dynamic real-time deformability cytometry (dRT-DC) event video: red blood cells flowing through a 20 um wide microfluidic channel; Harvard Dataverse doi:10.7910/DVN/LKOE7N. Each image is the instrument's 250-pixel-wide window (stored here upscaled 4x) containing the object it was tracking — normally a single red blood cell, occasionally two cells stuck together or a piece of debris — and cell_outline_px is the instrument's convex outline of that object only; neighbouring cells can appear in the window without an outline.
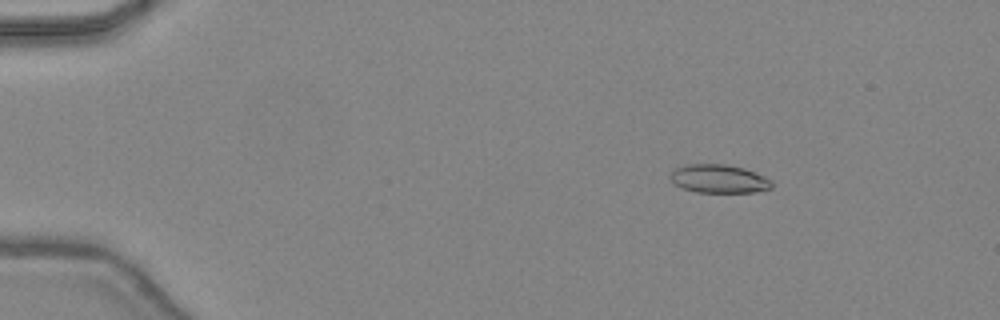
{"species": "common noctule bat (a hibernating species)", "species_latin": "Nyctalus noctula", "temperature_condition": "warm", "stored_images_in_passage": 47, "camera_frame_rate_fps": 3000, "um_per_image_px": 0.085, "animal": {"sex": "female", "body_mass_g": 24.6, "forearm_length_mm": 56.2}, "frame": {"image": 1, "passage_image": 8, "time_ms": 2.333, "image_size_px": [1000, 320], "cell_outline_px": [[772, 188], [756, 192], [696, 192], [684, 188], [676, 184], [668, 176], [676, 168], [688, 164], [724, 164], [744, 168], [756, 172], [772, 180]], "centroid_in_image_um": [61.14, 15.19], "position_along_channel_um": 23.9, "area_um2": 16.76}}
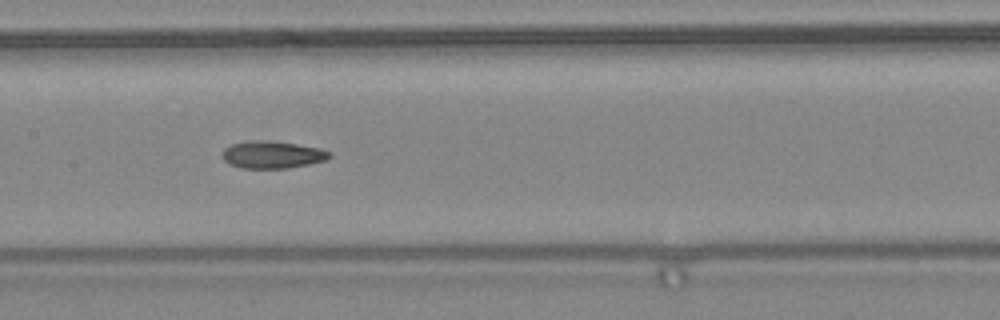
{"frame": {"image": 2, "passage_image": 25, "time_ms": 8.0, "image_size_px": [1000, 320], "cell_outline_px": [[332, 156], [328, 160], [288, 168], [240, 168], [228, 164], [220, 156], [220, 152], [224, 148], [232, 144], [256, 140], [264, 140], [296, 144], [320, 148], [332, 152]], "centroid_in_image_um": [23.13, 13.16], "position_along_channel_um": 184.3, "area_um2": 17.22}}
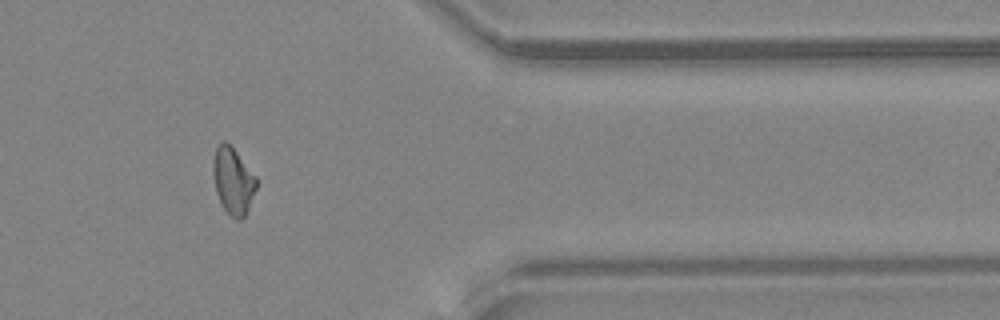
{"frame": {"image": 3, "passage_image": 40, "time_ms": 13.0, "image_size_px": [1000, 320], "cell_outline_px": [[256, 188], [248, 208], [244, 216], [240, 220], [236, 220], [224, 208], [216, 192], [212, 172], [212, 164], [216, 148], [224, 140], [236, 152], [256, 176]], "centroid_in_image_um": [19.8, 15.37], "position_along_channel_um": 391.6, "area_um2": 16.42}, "authors_computed_cell_mechanics": {"area_um2": 16.8776, "velocity_mm_per_s": 4.5, "shape_relaxation_time_tau1_ms": null, "shape_relaxation_time_tau2_ms": 3.942, "deformation_change_tau1": null, "deformation_change_tau2": 0.1219}}